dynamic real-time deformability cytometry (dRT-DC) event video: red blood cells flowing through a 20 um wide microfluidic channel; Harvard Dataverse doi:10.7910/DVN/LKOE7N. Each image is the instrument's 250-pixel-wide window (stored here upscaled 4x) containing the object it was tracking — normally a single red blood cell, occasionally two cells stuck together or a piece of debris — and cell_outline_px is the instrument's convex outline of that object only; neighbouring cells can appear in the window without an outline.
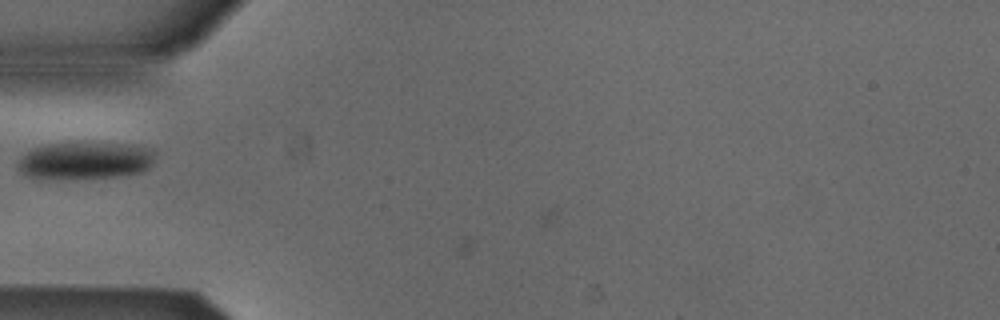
{"species": "Egyptian fruit bat (a non-hibernating species)", "species_latin": "Rousettus aegyptiacus", "temperature_condition": "cold", "stored_images_in_passage": 5, "camera_frame_rate_fps": 3000, "um_per_image_px": 0.085, "animal": {"sex": "male"}, "frame": {"image": 1, "passage_image": 3, "time_ms": 0.667, "image_size_px": [1000, 320], "cell_outline_px": [[156, 152], [152, 164], [144, 172], [116, 176], [28, 176], [16, 168], [16, 164], [20, 156], [32, 148], [44, 144], [84, 140], [140, 144], [152, 148]], "centroid_in_image_um": [7.32, 13.53], "position_along_channel_um": 77.7, "area_um2": 30.35}}